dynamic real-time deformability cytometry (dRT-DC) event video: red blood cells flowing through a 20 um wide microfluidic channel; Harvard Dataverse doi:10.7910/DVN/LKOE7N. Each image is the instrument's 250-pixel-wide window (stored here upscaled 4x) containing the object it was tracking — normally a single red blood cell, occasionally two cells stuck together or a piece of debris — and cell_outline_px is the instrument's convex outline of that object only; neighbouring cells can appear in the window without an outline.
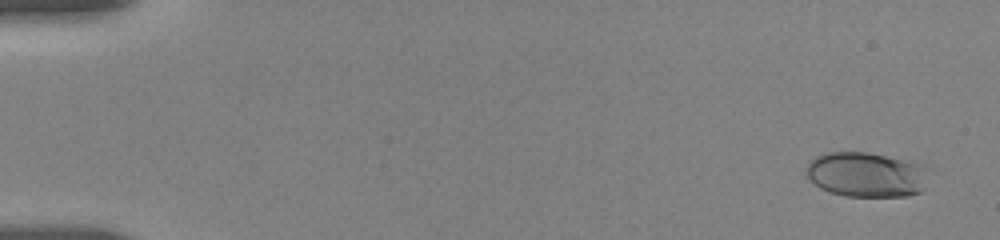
{"species": "human", "species_latin": "Homo sapiens", "temperature_condition": "room temperature", "stored_images_in_passage": 14, "camera_frame_rate_fps": 3000, "um_per_image_px": 0.085, "donor": {"sex": "female"}, "frame": {"image": 1, "passage_image": 3, "time_ms": 0.667, "image_size_px": [1000, 240], "cell_outline_px": [[920, 192], [908, 196], [844, 196], [820, 188], [804, 172], [804, 168], [816, 156], [828, 152], [864, 152], [884, 156], [920, 164]], "centroid_in_image_um": [73.46, 14.84], "position_along_channel_um": 11.5, "area_um2": 30.75}}
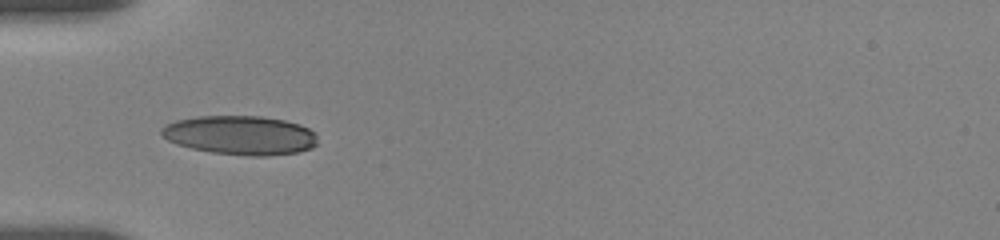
{"frame": {"image": 2, "passage_image": 13, "time_ms": 6.0, "image_size_px": [1000, 240], "cell_outline_px": [[316, 144], [312, 148], [296, 152], [264, 156], [248, 156], [212, 152], [192, 148], [176, 144], [168, 140], [160, 132], [160, 128], [164, 124], [176, 120], [196, 116], [260, 116], [284, 120], [300, 124], [308, 128], [316, 136]], "centroid_in_image_um": [20.39, 11.48], "position_along_channel_um": 64.6, "area_um2": 35.49}}